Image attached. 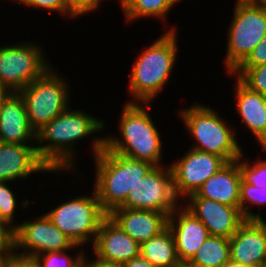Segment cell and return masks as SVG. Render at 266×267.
<instances>
[{"label":"cell","mask_w":266,"mask_h":267,"mask_svg":"<svg viewBox=\"0 0 266 267\" xmlns=\"http://www.w3.org/2000/svg\"><path fill=\"white\" fill-rule=\"evenodd\" d=\"M19 2L24 6L40 8L42 10H47L48 12L59 13L60 16H68V3L67 0H14ZM66 15V16H65Z\"/></svg>","instance_id":"f546056e"},{"label":"cell","mask_w":266,"mask_h":267,"mask_svg":"<svg viewBox=\"0 0 266 267\" xmlns=\"http://www.w3.org/2000/svg\"><path fill=\"white\" fill-rule=\"evenodd\" d=\"M249 205H248V204ZM266 206V187L258 188L245 183L243 180L240 183V210L246 220H262L260 213H253L251 206ZM250 209V210H249Z\"/></svg>","instance_id":"d4e9b609"},{"label":"cell","mask_w":266,"mask_h":267,"mask_svg":"<svg viewBox=\"0 0 266 267\" xmlns=\"http://www.w3.org/2000/svg\"><path fill=\"white\" fill-rule=\"evenodd\" d=\"M87 256L85 255L84 257V266L85 267H125L123 263H118L114 261H107L100 259L96 257L95 255L93 256V260H89V258H86Z\"/></svg>","instance_id":"e575fe53"},{"label":"cell","mask_w":266,"mask_h":267,"mask_svg":"<svg viewBox=\"0 0 266 267\" xmlns=\"http://www.w3.org/2000/svg\"><path fill=\"white\" fill-rule=\"evenodd\" d=\"M266 64V35L238 68H252Z\"/></svg>","instance_id":"1f68e13d"},{"label":"cell","mask_w":266,"mask_h":267,"mask_svg":"<svg viewBox=\"0 0 266 267\" xmlns=\"http://www.w3.org/2000/svg\"><path fill=\"white\" fill-rule=\"evenodd\" d=\"M92 140L96 174L94 190L102 209L109 215L127 200L129 191L154 167L104 147V136Z\"/></svg>","instance_id":"7a4b0ae2"},{"label":"cell","mask_w":266,"mask_h":267,"mask_svg":"<svg viewBox=\"0 0 266 267\" xmlns=\"http://www.w3.org/2000/svg\"><path fill=\"white\" fill-rule=\"evenodd\" d=\"M0 247H13V230L0 220Z\"/></svg>","instance_id":"836d02e7"},{"label":"cell","mask_w":266,"mask_h":267,"mask_svg":"<svg viewBox=\"0 0 266 267\" xmlns=\"http://www.w3.org/2000/svg\"><path fill=\"white\" fill-rule=\"evenodd\" d=\"M91 195H82L61 202L49 212H45L51 222L74 245L82 248L88 243L93 245L102 221L108 216L102 209L94 189Z\"/></svg>","instance_id":"ba28073f"},{"label":"cell","mask_w":266,"mask_h":267,"mask_svg":"<svg viewBox=\"0 0 266 267\" xmlns=\"http://www.w3.org/2000/svg\"><path fill=\"white\" fill-rule=\"evenodd\" d=\"M0 267H6V260L0 265Z\"/></svg>","instance_id":"7bdbcfd3"},{"label":"cell","mask_w":266,"mask_h":267,"mask_svg":"<svg viewBox=\"0 0 266 267\" xmlns=\"http://www.w3.org/2000/svg\"><path fill=\"white\" fill-rule=\"evenodd\" d=\"M140 255L156 267H184L177 257L174 236L169 227L142 242Z\"/></svg>","instance_id":"7402d4cb"},{"label":"cell","mask_w":266,"mask_h":267,"mask_svg":"<svg viewBox=\"0 0 266 267\" xmlns=\"http://www.w3.org/2000/svg\"><path fill=\"white\" fill-rule=\"evenodd\" d=\"M109 216L136 242L141 244L168 227V215L162 212L118 207Z\"/></svg>","instance_id":"d6986e66"},{"label":"cell","mask_w":266,"mask_h":267,"mask_svg":"<svg viewBox=\"0 0 266 267\" xmlns=\"http://www.w3.org/2000/svg\"><path fill=\"white\" fill-rule=\"evenodd\" d=\"M70 108L69 106L36 133V144H39L36 145V152L39 159L51 172L58 174L67 173V170H73V173L76 169V141L105 129L102 119L81 109Z\"/></svg>","instance_id":"6da1fadb"},{"label":"cell","mask_w":266,"mask_h":267,"mask_svg":"<svg viewBox=\"0 0 266 267\" xmlns=\"http://www.w3.org/2000/svg\"><path fill=\"white\" fill-rule=\"evenodd\" d=\"M34 218L31 221L17 223V227L13 230L14 254L34 258L43 253L71 251L80 247L74 245L45 213Z\"/></svg>","instance_id":"30bf717a"},{"label":"cell","mask_w":266,"mask_h":267,"mask_svg":"<svg viewBox=\"0 0 266 267\" xmlns=\"http://www.w3.org/2000/svg\"><path fill=\"white\" fill-rule=\"evenodd\" d=\"M8 182L0 181V220H2L8 227L14 230L17 224L15 221V212L17 210V197L14 195V191L9 187Z\"/></svg>","instance_id":"f1b7e54d"},{"label":"cell","mask_w":266,"mask_h":267,"mask_svg":"<svg viewBox=\"0 0 266 267\" xmlns=\"http://www.w3.org/2000/svg\"><path fill=\"white\" fill-rule=\"evenodd\" d=\"M178 115L195 140L190 148L218 155L226 162L242 156L243 150L237 141L236 131L215 109L196 102L191 107L179 110Z\"/></svg>","instance_id":"5b68a950"},{"label":"cell","mask_w":266,"mask_h":267,"mask_svg":"<svg viewBox=\"0 0 266 267\" xmlns=\"http://www.w3.org/2000/svg\"><path fill=\"white\" fill-rule=\"evenodd\" d=\"M227 162L220 156L190 148L177 162L169 164L175 195L184 200Z\"/></svg>","instance_id":"7c38bea8"},{"label":"cell","mask_w":266,"mask_h":267,"mask_svg":"<svg viewBox=\"0 0 266 267\" xmlns=\"http://www.w3.org/2000/svg\"><path fill=\"white\" fill-rule=\"evenodd\" d=\"M29 42L0 46V83L10 93L20 92L52 67L44 48Z\"/></svg>","instance_id":"9c48e42d"},{"label":"cell","mask_w":266,"mask_h":267,"mask_svg":"<svg viewBox=\"0 0 266 267\" xmlns=\"http://www.w3.org/2000/svg\"><path fill=\"white\" fill-rule=\"evenodd\" d=\"M223 267H256V266H246L241 263L234 262L230 259Z\"/></svg>","instance_id":"f35d334b"},{"label":"cell","mask_w":266,"mask_h":267,"mask_svg":"<svg viewBox=\"0 0 266 267\" xmlns=\"http://www.w3.org/2000/svg\"><path fill=\"white\" fill-rule=\"evenodd\" d=\"M230 259L246 266H266V221L246 220L229 238Z\"/></svg>","instance_id":"5bb4252c"},{"label":"cell","mask_w":266,"mask_h":267,"mask_svg":"<svg viewBox=\"0 0 266 267\" xmlns=\"http://www.w3.org/2000/svg\"><path fill=\"white\" fill-rule=\"evenodd\" d=\"M54 68L50 67L41 77L18 92L23 98L28 121L35 133L71 104L69 100L71 85L67 78L60 76Z\"/></svg>","instance_id":"52a82bcc"},{"label":"cell","mask_w":266,"mask_h":267,"mask_svg":"<svg viewBox=\"0 0 266 267\" xmlns=\"http://www.w3.org/2000/svg\"><path fill=\"white\" fill-rule=\"evenodd\" d=\"M244 157L245 155L242 153V156L239 158V169L242 180L258 188L266 187V158L262 160V157H260V159H257L258 161L255 160V163L254 161L250 163L247 160L248 158L245 159Z\"/></svg>","instance_id":"83f0119b"},{"label":"cell","mask_w":266,"mask_h":267,"mask_svg":"<svg viewBox=\"0 0 266 267\" xmlns=\"http://www.w3.org/2000/svg\"><path fill=\"white\" fill-rule=\"evenodd\" d=\"M125 267H156L152 265L148 260L144 259L141 255L134 257L128 262L124 263Z\"/></svg>","instance_id":"d590c367"},{"label":"cell","mask_w":266,"mask_h":267,"mask_svg":"<svg viewBox=\"0 0 266 267\" xmlns=\"http://www.w3.org/2000/svg\"><path fill=\"white\" fill-rule=\"evenodd\" d=\"M241 181L242 176L238 158L227 162L217 173L208 178L196 193L188 197L207 198L239 208Z\"/></svg>","instance_id":"ffe728a7"},{"label":"cell","mask_w":266,"mask_h":267,"mask_svg":"<svg viewBox=\"0 0 266 267\" xmlns=\"http://www.w3.org/2000/svg\"><path fill=\"white\" fill-rule=\"evenodd\" d=\"M227 30L225 69L232 74L266 35V6L251 0H236Z\"/></svg>","instance_id":"8992f818"},{"label":"cell","mask_w":266,"mask_h":267,"mask_svg":"<svg viewBox=\"0 0 266 267\" xmlns=\"http://www.w3.org/2000/svg\"><path fill=\"white\" fill-rule=\"evenodd\" d=\"M178 202L182 203V200L175 195L171 168L162 165L154 166L129 191L127 200L121 207L153 210L169 216L179 206Z\"/></svg>","instance_id":"8fae6325"},{"label":"cell","mask_w":266,"mask_h":267,"mask_svg":"<svg viewBox=\"0 0 266 267\" xmlns=\"http://www.w3.org/2000/svg\"><path fill=\"white\" fill-rule=\"evenodd\" d=\"M235 83L236 109L240 120L259 144L266 137V96L251 91L238 78Z\"/></svg>","instance_id":"44dd1931"},{"label":"cell","mask_w":266,"mask_h":267,"mask_svg":"<svg viewBox=\"0 0 266 267\" xmlns=\"http://www.w3.org/2000/svg\"><path fill=\"white\" fill-rule=\"evenodd\" d=\"M229 260V239L209 235L184 267H223Z\"/></svg>","instance_id":"603a6c76"},{"label":"cell","mask_w":266,"mask_h":267,"mask_svg":"<svg viewBox=\"0 0 266 267\" xmlns=\"http://www.w3.org/2000/svg\"><path fill=\"white\" fill-rule=\"evenodd\" d=\"M172 26L145 48L133 63L129 74L128 103H152L170 79L177 61L178 33ZM152 101V102H151Z\"/></svg>","instance_id":"3957f363"},{"label":"cell","mask_w":266,"mask_h":267,"mask_svg":"<svg viewBox=\"0 0 266 267\" xmlns=\"http://www.w3.org/2000/svg\"><path fill=\"white\" fill-rule=\"evenodd\" d=\"M167 2V5L173 9L174 4L176 5L178 1L181 2V0H165Z\"/></svg>","instance_id":"ab89813d"},{"label":"cell","mask_w":266,"mask_h":267,"mask_svg":"<svg viewBox=\"0 0 266 267\" xmlns=\"http://www.w3.org/2000/svg\"><path fill=\"white\" fill-rule=\"evenodd\" d=\"M13 253V247H0V265Z\"/></svg>","instance_id":"8d00e7d4"},{"label":"cell","mask_w":266,"mask_h":267,"mask_svg":"<svg viewBox=\"0 0 266 267\" xmlns=\"http://www.w3.org/2000/svg\"><path fill=\"white\" fill-rule=\"evenodd\" d=\"M6 267H37L35 260L29 257H21L14 253L6 259Z\"/></svg>","instance_id":"d6a6232c"},{"label":"cell","mask_w":266,"mask_h":267,"mask_svg":"<svg viewBox=\"0 0 266 267\" xmlns=\"http://www.w3.org/2000/svg\"><path fill=\"white\" fill-rule=\"evenodd\" d=\"M76 254L71 257L67 251L48 252L36 255L33 259L37 267H82L86 253L81 250Z\"/></svg>","instance_id":"484cf974"},{"label":"cell","mask_w":266,"mask_h":267,"mask_svg":"<svg viewBox=\"0 0 266 267\" xmlns=\"http://www.w3.org/2000/svg\"><path fill=\"white\" fill-rule=\"evenodd\" d=\"M182 205L198 218L210 236L230 238L246 221L240 208L202 197H187Z\"/></svg>","instance_id":"4fadbf2b"},{"label":"cell","mask_w":266,"mask_h":267,"mask_svg":"<svg viewBox=\"0 0 266 267\" xmlns=\"http://www.w3.org/2000/svg\"><path fill=\"white\" fill-rule=\"evenodd\" d=\"M126 22H133L143 17H155L165 20L171 8L165 0H117ZM165 18V19H164Z\"/></svg>","instance_id":"cb8c5ba5"},{"label":"cell","mask_w":266,"mask_h":267,"mask_svg":"<svg viewBox=\"0 0 266 267\" xmlns=\"http://www.w3.org/2000/svg\"><path fill=\"white\" fill-rule=\"evenodd\" d=\"M168 227L174 236L177 257L184 266L208 238V230L181 203L169 215Z\"/></svg>","instance_id":"9a60e30c"},{"label":"cell","mask_w":266,"mask_h":267,"mask_svg":"<svg viewBox=\"0 0 266 267\" xmlns=\"http://www.w3.org/2000/svg\"><path fill=\"white\" fill-rule=\"evenodd\" d=\"M251 1L256 4L266 6V0H251Z\"/></svg>","instance_id":"b9f144b4"},{"label":"cell","mask_w":266,"mask_h":267,"mask_svg":"<svg viewBox=\"0 0 266 267\" xmlns=\"http://www.w3.org/2000/svg\"><path fill=\"white\" fill-rule=\"evenodd\" d=\"M51 170L39 159L36 145L0 142V181L26 180L31 174Z\"/></svg>","instance_id":"e0dca14e"},{"label":"cell","mask_w":266,"mask_h":267,"mask_svg":"<svg viewBox=\"0 0 266 267\" xmlns=\"http://www.w3.org/2000/svg\"><path fill=\"white\" fill-rule=\"evenodd\" d=\"M92 250L100 259L124 264L140 255V244L108 215L100 225Z\"/></svg>","instance_id":"2e32d148"},{"label":"cell","mask_w":266,"mask_h":267,"mask_svg":"<svg viewBox=\"0 0 266 267\" xmlns=\"http://www.w3.org/2000/svg\"><path fill=\"white\" fill-rule=\"evenodd\" d=\"M261 149L263 150V152L266 153V137L261 141V143L259 144Z\"/></svg>","instance_id":"60d3db41"},{"label":"cell","mask_w":266,"mask_h":267,"mask_svg":"<svg viewBox=\"0 0 266 267\" xmlns=\"http://www.w3.org/2000/svg\"><path fill=\"white\" fill-rule=\"evenodd\" d=\"M229 75L238 78L251 91L266 96V64L252 68H237Z\"/></svg>","instance_id":"4316f807"},{"label":"cell","mask_w":266,"mask_h":267,"mask_svg":"<svg viewBox=\"0 0 266 267\" xmlns=\"http://www.w3.org/2000/svg\"><path fill=\"white\" fill-rule=\"evenodd\" d=\"M68 18H77L99 9L101 0H67Z\"/></svg>","instance_id":"4dcf8cb0"},{"label":"cell","mask_w":266,"mask_h":267,"mask_svg":"<svg viewBox=\"0 0 266 267\" xmlns=\"http://www.w3.org/2000/svg\"><path fill=\"white\" fill-rule=\"evenodd\" d=\"M10 92L0 83V105Z\"/></svg>","instance_id":"74e56055"},{"label":"cell","mask_w":266,"mask_h":267,"mask_svg":"<svg viewBox=\"0 0 266 267\" xmlns=\"http://www.w3.org/2000/svg\"><path fill=\"white\" fill-rule=\"evenodd\" d=\"M34 141L36 144V133L28 121L23 98L10 93L0 105V142L35 145L31 143Z\"/></svg>","instance_id":"ac0fdd59"},{"label":"cell","mask_w":266,"mask_h":267,"mask_svg":"<svg viewBox=\"0 0 266 267\" xmlns=\"http://www.w3.org/2000/svg\"><path fill=\"white\" fill-rule=\"evenodd\" d=\"M141 104H124L117 127L121 137L107 135L104 137V147L132 159L162 166L164 157L160 132L149 114L150 103Z\"/></svg>","instance_id":"277c9868"}]
</instances>
